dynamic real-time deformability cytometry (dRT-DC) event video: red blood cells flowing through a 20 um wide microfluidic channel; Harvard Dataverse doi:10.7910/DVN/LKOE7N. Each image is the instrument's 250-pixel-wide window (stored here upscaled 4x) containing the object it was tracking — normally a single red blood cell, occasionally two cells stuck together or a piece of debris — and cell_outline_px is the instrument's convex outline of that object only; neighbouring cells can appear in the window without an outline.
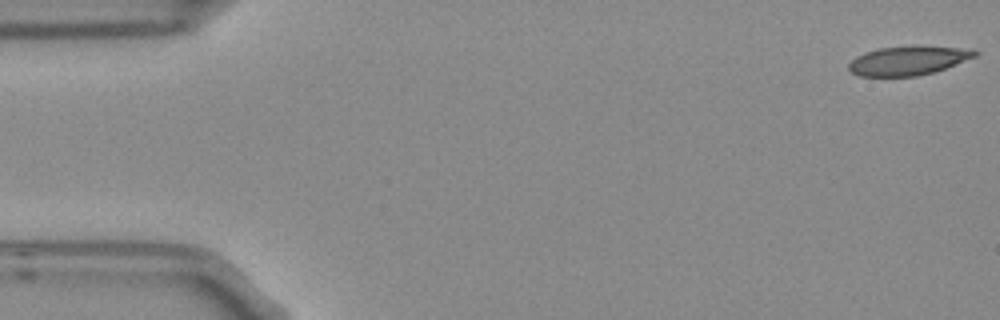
{"species": "Egyptian fruit bat (a non-hibernating species)", "species_latin": "Rousettus aegyptiacus", "temperature_condition": "room temperature", "stored_images_in_passage": 3, "camera_frame_rate_fps": 3000, "um_per_image_px": 0.085, "frame": {"image": 1, "passage_image": 1, "time_ms": 0.0, "image_size_px": [1000, 320], "cell_outline_px": [[980, 52], [976, 56], [944, 68], [932, 72], [916, 76], [860, 76], [852, 72], [848, 68], [848, 64], [856, 56], [864, 52], [880, 48], [956, 48]], "centroid_in_image_um": [77.09, 5.19], "position_along_channel_um": 7.9, "area_um2": 20.17}}